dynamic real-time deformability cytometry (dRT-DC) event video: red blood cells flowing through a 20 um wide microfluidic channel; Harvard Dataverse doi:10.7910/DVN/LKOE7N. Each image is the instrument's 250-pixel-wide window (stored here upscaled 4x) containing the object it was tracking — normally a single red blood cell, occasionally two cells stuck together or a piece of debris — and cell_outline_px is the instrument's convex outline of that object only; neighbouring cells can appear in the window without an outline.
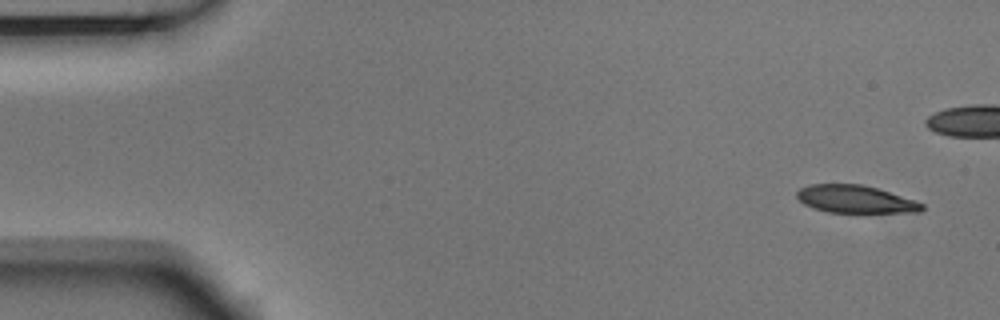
{"species": "Egyptian fruit bat (a non-hibernating species)", "species_latin": "Rousettus aegyptiacus", "temperature_condition": "room temperature", "stored_images_in_passage": 8, "camera_frame_rate_fps": 3000, "um_per_image_px": 0.085, "animal": {"sex": "male"}, "frame": {"image": 1, "passage_image": 1, "time_ms": 0.0, "image_size_px": [1000, 320], "cell_outline_px": [[924, 208], [920, 212], [828, 212], [804, 204], [796, 196], [796, 192], [800, 188], [808, 184], [860, 184], [876, 188], [916, 200], [924, 204]], "centroid_in_image_um": [72.71, 16.92], "position_along_channel_um": 12.3, "area_um2": 20.0}}
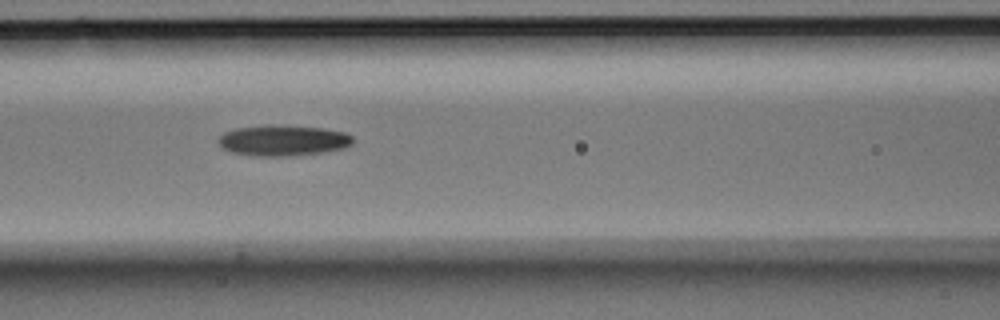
{"frame": {"image": 2, "passage_image": 7, "time_ms": 2.0, "image_size_px": [1000, 320], "cell_outline_px": [[352, 144], [348, 148], [324, 152], [288, 156], [252, 156], [232, 152], [220, 148], [216, 140], [224, 132], [236, 128], [272, 124], [324, 128], [344, 132], [352, 136]], "centroid_in_image_um": [24.04, 11.94], "position_along_channel_um": 142.6, "area_um2": 24.51}}
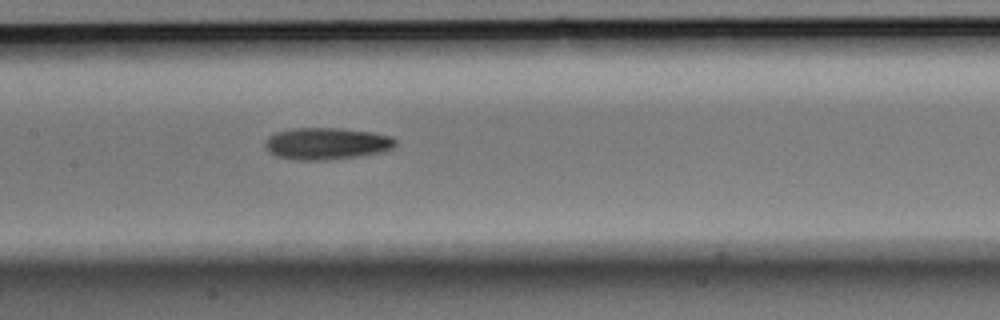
{"frame": {"image": 3, "passage_image": 8, "time_ms": 2.333, "image_size_px": [1000, 320], "cell_outline_px": [[396, 144], [392, 148], [380, 152], [360, 156], [328, 160], [296, 160], [276, 156], [268, 152], [264, 148], [264, 144], [268, 136], [276, 132], [292, 128], [340, 128], [372, 132], [392, 136], [396, 140]], "centroid_in_image_um": [27.73, 12.2], "position_along_channel_um": 179.7, "area_um2": 24.45}}